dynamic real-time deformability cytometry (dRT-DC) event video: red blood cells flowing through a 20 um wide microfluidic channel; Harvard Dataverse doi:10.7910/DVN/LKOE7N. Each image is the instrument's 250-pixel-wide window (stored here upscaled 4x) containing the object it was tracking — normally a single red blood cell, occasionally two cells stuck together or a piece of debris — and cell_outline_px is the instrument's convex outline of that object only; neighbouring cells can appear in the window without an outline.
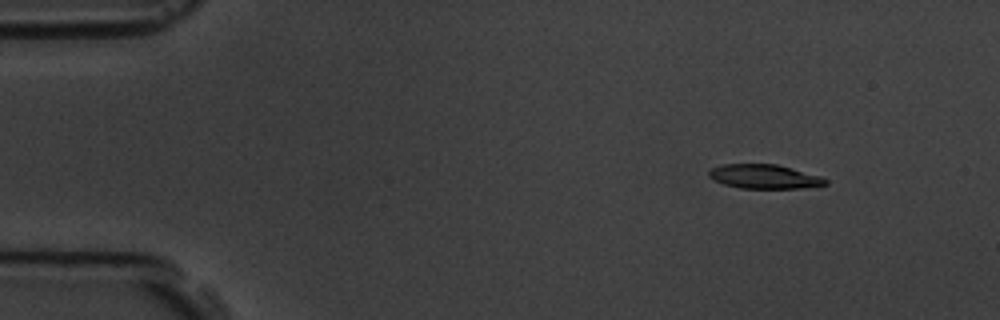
{"species": "common noctule bat (a hibernating species)", "species_latin": "Nyctalus noctula", "temperature_condition": "room temperature", "stored_images_in_passage": 6, "segment_of_instrument_passage": [1, 2], "camera_frame_rate_fps": 3000, "um_per_image_px": 0.085, "animal": {"sex": "male", "body_mass_g": 19.5, "forearm_length_mm": 54.6}, "frame": {"image": 1, "passage_image": 2, "time_ms": 2.0, "image_size_px": [1000, 320], "cell_outline_px": [[828, 184], [800, 188], [740, 188], [724, 184], [708, 176], [708, 168], [720, 164], [776, 164], [792, 168], [820, 176], [828, 180]], "centroid_in_image_um": [64.93, 15.0], "position_along_channel_um": 20.1, "area_um2": 16.42}}
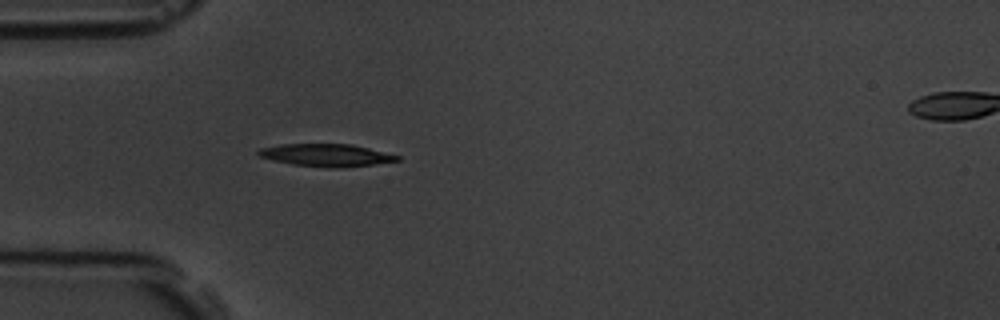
{"frame": {"image": 2, "passage_image": 5, "time_ms": 5.333, "image_size_px": [1000, 320], "cell_outline_px": [[400, 160], [372, 164], [332, 168], [292, 164], [272, 160], [260, 156], [256, 152], [260, 148], [280, 144], [352, 144], [400, 156]], "centroid_in_image_um": [27.69, 13.18], "position_along_channel_um": 57.3, "area_um2": 17.92}}